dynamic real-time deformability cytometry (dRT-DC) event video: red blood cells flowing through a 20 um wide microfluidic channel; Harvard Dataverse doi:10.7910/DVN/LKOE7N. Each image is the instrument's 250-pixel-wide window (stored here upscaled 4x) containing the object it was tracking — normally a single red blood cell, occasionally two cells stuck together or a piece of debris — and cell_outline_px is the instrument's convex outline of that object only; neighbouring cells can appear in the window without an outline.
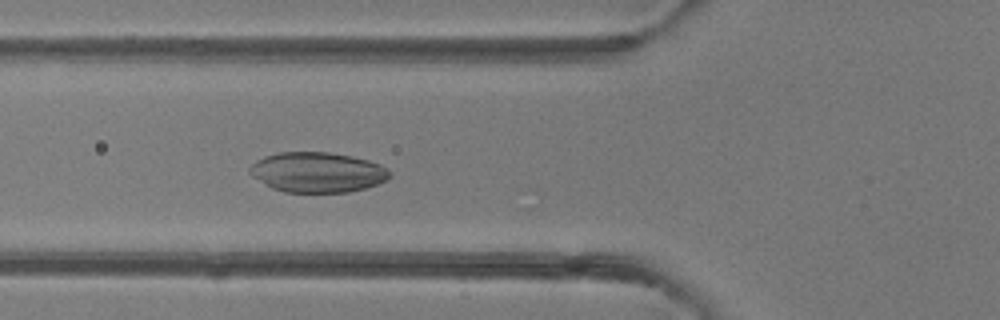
{"species": "common noctule bat (a hibernating species)", "species_latin": "Nyctalus noctula", "temperature_condition": "room temperature", "stored_images_in_passage": 4, "camera_frame_rate_fps": 3000, "um_per_image_px": 0.085, "animal": {"sex": "female"}, "frame": {"image": 1, "passage_image": 4, "time_ms": 4.333, "image_size_px": [1000, 320], "cell_outline_px": [[392, 176], [388, 180], [364, 188], [348, 192], [284, 192], [272, 188], [252, 176], [248, 172], [248, 168], [256, 160], [264, 156], [280, 152], [328, 152], [352, 156], [368, 160], [380, 164], [392, 172]], "centroid_in_image_um": [26.99, 14.64], "position_along_channel_um": 98.8, "area_um2": 32.89}}